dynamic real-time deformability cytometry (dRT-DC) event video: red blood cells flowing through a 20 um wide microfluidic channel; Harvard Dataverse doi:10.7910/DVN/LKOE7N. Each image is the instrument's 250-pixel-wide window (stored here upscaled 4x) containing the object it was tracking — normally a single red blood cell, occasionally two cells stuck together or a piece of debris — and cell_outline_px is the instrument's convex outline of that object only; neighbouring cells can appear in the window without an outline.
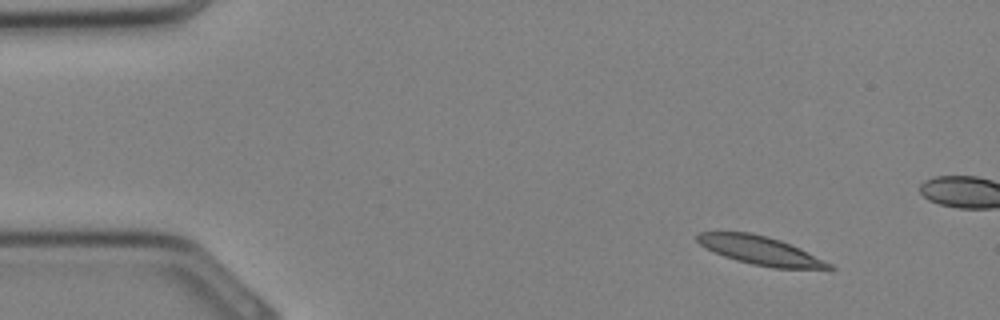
{"species": "Egyptian fruit bat (a non-hibernating species)", "species_latin": "Rousettus aegyptiacus", "temperature_condition": "cold", "stored_images_in_passage": 7, "camera_frame_rate_fps": 3000, "um_per_image_px": 0.085, "animal": {"sex": "female"}, "frame": {"image": 1, "passage_image": 1, "time_ms": 0.0, "image_size_px": [1000, 320], "cell_outline_px": [[836, 268], [832, 272], [772, 268], [752, 264], [736, 260], [724, 256], [704, 248], [696, 240], [696, 236], [700, 232], [752, 232], [768, 236], [780, 240], [800, 248], [832, 264]], "centroid_in_image_um": [64.77, 21.35], "position_along_channel_um": 20.2, "area_um2": 22.72}}